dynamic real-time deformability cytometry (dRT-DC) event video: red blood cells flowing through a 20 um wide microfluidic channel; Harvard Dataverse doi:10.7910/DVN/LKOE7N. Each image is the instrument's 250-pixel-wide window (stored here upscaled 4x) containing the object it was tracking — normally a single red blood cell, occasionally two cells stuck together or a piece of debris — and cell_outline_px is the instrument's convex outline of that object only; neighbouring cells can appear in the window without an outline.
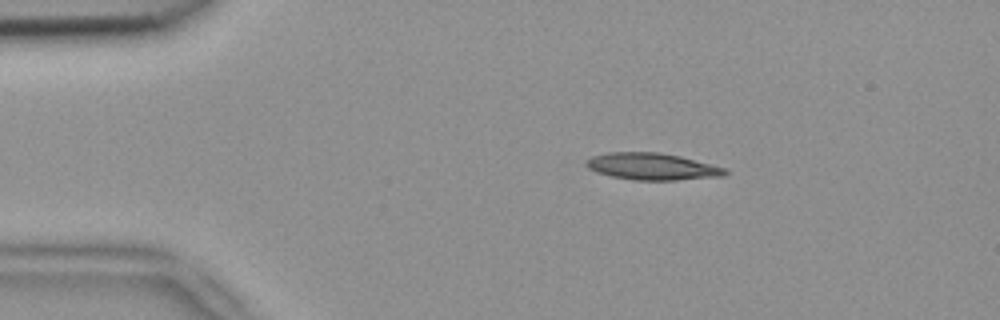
{"species": "common noctule bat (a hibernating species)", "species_latin": "Nyctalus noctula", "temperature_condition": "room temperature", "stored_images_in_passage": 4, "camera_frame_rate_fps": 3000, "um_per_image_px": 0.085, "animal": {"sex": "female", "body_mass_g": 18.4}, "frame": {"image": 1, "passage_image": 3, "time_ms": 0.667, "image_size_px": [1000, 320], "cell_outline_px": [[728, 172], [724, 176], [676, 180], [632, 180], [612, 176], [596, 172], [588, 168], [584, 164], [592, 156], [608, 152], [660, 152], [680, 156], [724, 168]], "centroid_in_image_um": [55.4, 14.15], "position_along_channel_um": 29.6, "area_um2": 21.62}}